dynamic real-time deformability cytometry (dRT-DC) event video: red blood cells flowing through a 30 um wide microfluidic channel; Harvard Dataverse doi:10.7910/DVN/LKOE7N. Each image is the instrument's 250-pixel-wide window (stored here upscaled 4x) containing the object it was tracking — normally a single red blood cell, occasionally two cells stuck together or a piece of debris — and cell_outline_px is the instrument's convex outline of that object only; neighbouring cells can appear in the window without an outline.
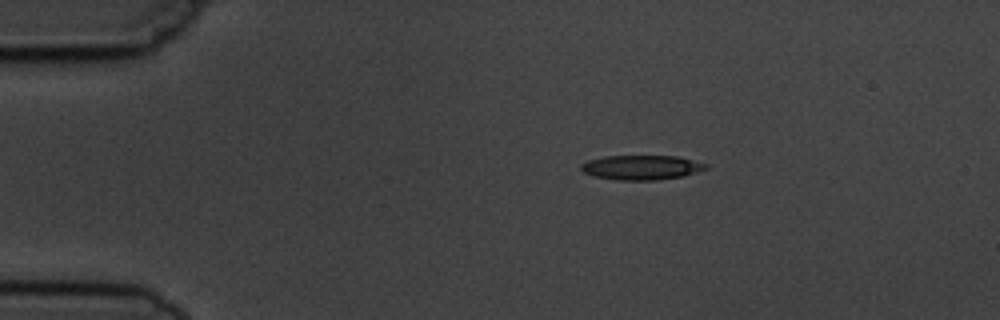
{"species": "common noctule bat (a hibernating species)", "species_latin": "Nyctalus noctula", "temperature_condition": "cold", "stored_images_in_passage": 5, "camera_frame_rate_fps": 3000, "um_per_image_px": 0.085, "animal": {"sex": "male", "body_mass_g": 19.5, "forearm_length_mm": 54.6}, "frame": {"image": 1, "passage_image": 2, "time_ms": 1.0, "image_size_px": [1000, 320], "cell_outline_px": [[708, 168], [684, 176], [656, 180], [616, 180], [592, 176], [584, 172], [580, 168], [580, 164], [588, 160], [604, 156], [676, 156], [708, 164]], "centroid_in_image_um": [54.5, 14.23], "position_along_channel_um": 30.5, "area_um2": 17.92}}
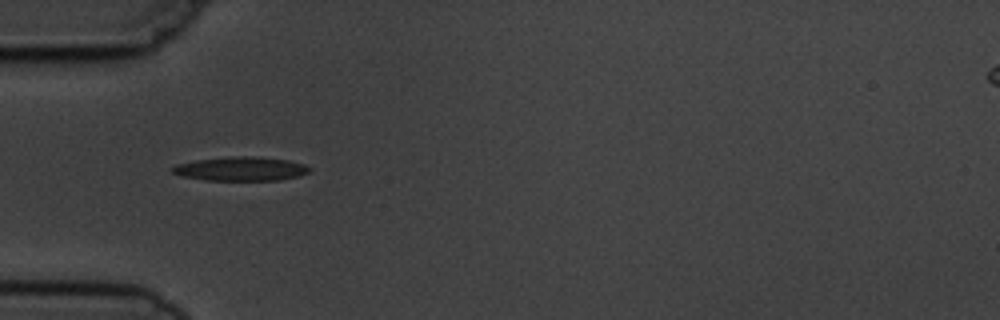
{"frame": {"image": 2, "passage_image": 4, "time_ms": 3.333, "image_size_px": [1000, 320], "cell_outline_px": [[312, 168], [308, 172], [300, 176], [280, 180], [204, 180], [184, 176], [172, 172], [172, 168], [176, 164], [196, 160], [232, 156], [256, 156], [288, 160], [304, 164]], "centroid_in_image_um": [20.51, 14.34], "position_along_channel_um": 64.5, "area_um2": 19.13}}
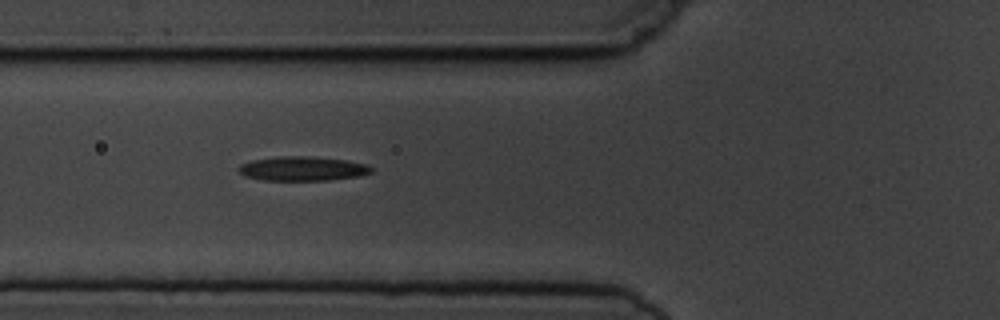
{"frame": {"image": 3, "passage_image": 5, "time_ms": 4.333, "image_size_px": [1000, 320], "cell_outline_px": [[372, 172], [360, 176], [328, 180], [264, 180], [244, 176], [240, 172], [240, 164], [252, 160], [280, 156], [312, 156], [344, 160], [368, 164], [372, 168]], "centroid_in_image_um": [25.74, 14.33], "position_along_channel_um": 100.1, "area_um2": 18.73}}